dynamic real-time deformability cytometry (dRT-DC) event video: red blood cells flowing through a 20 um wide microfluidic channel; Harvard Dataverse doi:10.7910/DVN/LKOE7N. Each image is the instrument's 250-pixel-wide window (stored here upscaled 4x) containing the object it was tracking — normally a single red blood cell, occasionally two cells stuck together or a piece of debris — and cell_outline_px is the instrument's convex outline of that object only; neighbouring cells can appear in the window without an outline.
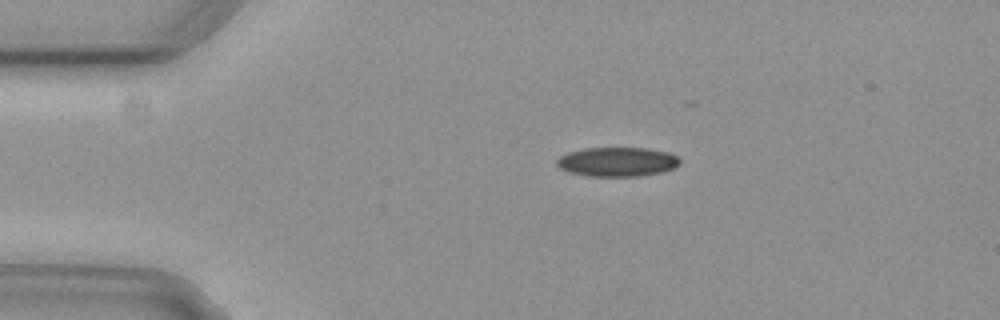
{"species": "common noctule bat (a hibernating species)", "species_latin": "Nyctalus noctula", "temperature_condition": "cold", "stored_images_in_passage": 2, "camera_frame_rate_fps": 3000, "um_per_image_px": 0.085, "animal": {"sex": "female", "body_mass_g": 29.2, "forearm_length_mm": 56.3}, "frame": {"image": 1, "passage_image": 1, "time_ms": 0.0, "image_size_px": [1000, 320], "cell_outline_px": [[680, 164], [672, 168], [660, 172], [640, 176], [588, 176], [568, 172], [560, 168], [556, 164], [556, 160], [560, 156], [568, 152], [584, 148], [648, 148], [668, 152], [676, 156], [680, 160]], "centroid_in_image_um": [52.44, 13.75], "position_along_channel_um": 32.6, "area_um2": 20.98}}